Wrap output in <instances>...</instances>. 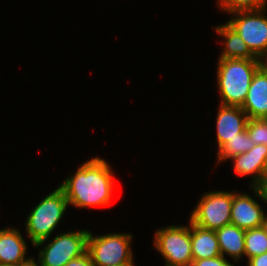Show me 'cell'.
<instances>
[{
	"mask_svg": "<svg viewBox=\"0 0 267 266\" xmlns=\"http://www.w3.org/2000/svg\"><path fill=\"white\" fill-rule=\"evenodd\" d=\"M113 173L104 159L95 157L80 166L59 187L69 205L91 207L109 205L113 190Z\"/></svg>",
	"mask_w": 267,
	"mask_h": 266,
	"instance_id": "1",
	"label": "cell"
},
{
	"mask_svg": "<svg viewBox=\"0 0 267 266\" xmlns=\"http://www.w3.org/2000/svg\"><path fill=\"white\" fill-rule=\"evenodd\" d=\"M217 83L221 105L242 107L260 59H219Z\"/></svg>",
	"mask_w": 267,
	"mask_h": 266,
	"instance_id": "2",
	"label": "cell"
},
{
	"mask_svg": "<svg viewBox=\"0 0 267 266\" xmlns=\"http://www.w3.org/2000/svg\"><path fill=\"white\" fill-rule=\"evenodd\" d=\"M68 205L64 191L58 187L33 208L27 217L25 228L34 246L40 247L47 241Z\"/></svg>",
	"mask_w": 267,
	"mask_h": 266,
	"instance_id": "3",
	"label": "cell"
},
{
	"mask_svg": "<svg viewBox=\"0 0 267 266\" xmlns=\"http://www.w3.org/2000/svg\"><path fill=\"white\" fill-rule=\"evenodd\" d=\"M131 239V234L111 233L93 236L89 231L87 252L94 266L133 264Z\"/></svg>",
	"mask_w": 267,
	"mask_h": 266,
	"instance_id": "4",
	"label": "cell"
},
{
	"mask_svg": "<svg viewBox=\"0 0 267 266\" xmlns=\"http://www.w3.org/2000/svg\"><path fill=\"white\" fill-rule=\"evenodd\" d=\"M155 248L165 258V266H191L190 226H168L157 230Z\"/></svg>",
	"mask_w": 267,
	"mask_h": 266,
	"instance_id": "5",
	"label": "cell"
},
{
	"mask_svg": "<svg viewBox=\"0 0 267 266\" xmlns=\"http://www.w3.org/2000/svg\"><path fill=\"white\" fill-rule=\"evenodd\" d=\"M233 192L213 191L203 195L190 215V221L202 228L217 230L230 224Z\"/></svg>",
	"mask_w": 267,
	"mask_h": 266,
	"instance_id": "6",
	"label": "cell"
},
{
	"mask_svg": "<svg viewBox=\"0 0 267 266\" xmlns=\"http://www.w3.org/2000/svg\"><path fill=\"white\" fill-rule=\"evenodd\" d=\"M265 9L230 12L235 16L227 22L259 59L267 52V17L263 12Z\"/></svg>",
	"mask_w": 267,
	"mask_h": 266,
	"instance_id": "7",
	"label": "cell"
},
{
	"mask_svg": "<svg viewBox=\"0 0 267 266\" xmlns=\"http://www.w3.org/2000/svg\"><path fill=\"white\" fill-rule=\"evenodd\" d=\"M89 231H69L57 235L39 252L41 266H64L87 252Z\"/></svg>",
	"mask_w": 267,
	"mask_h": 266,
	"instance_id": "8",
	"label": "cell"
},
{
	"mask_svg": "<svg viewBox=\"0 0 267 266\" xmlns=\"http://www.w3.org/2000/svg\"><path fill=\"white\" fill-rule=\"evenodd\" d=\"M265 217L260 205L248 194L233 193L231 224L248 230L263 226Z\"/></svg>",
	"mask_w": 267,
	"mask_h": 266,
	"instance_id": "9",
	"label": "cell"
},
{
	"mask_svg": "<svg viewBox=\"0 0 267 266\" xmlns=\"http://www.w3.org/2000/svg\"><path fill=\"white\" fill-rule=\"evenodd\" d=\"M216 119L218 149L228 140L246 130L249 120L246 112L238 106L221 105Z\"/></svg>",
	"mask_w": 267,
	"mask_h": 266,
	"instance_id": "10",
	"label": "cell"
},
{
	"mask_svg": "<svg viewBox=\"0 0 267 266\" xmlns=\"http://www.w3.org/2000/svg\"><path fill=\"white\" fill-rule=\"evenodd\" d=\"M241 108L249 119L267 118V72L261 67L253 76L246 100Z\"/></svg>",
	"mask_w": 267,
	"mask_h": 266,
	"instance_id": "11",
	"label": "cell"
},
{
	"mask_svg": "<svg viewBox=\"0 0 267 266\" xmlns=\"http://www.w3.org/2000/svg\"><path fill=\"white\" fill-rule=\"evenodd\" d=\"M234 170L240 176L253 174L252 186L260 188L265 162L267 161V146L264 144L254 145L248 152L232 158Z\"/></svg>",
	"mask_w": 267,
	"mask_h": 266,
	"instance_id": "12",
	"label": "cell"
},
{
	"mask_svg": "<svg viewBox=\"0 0 267 266\" xmlns=\"http://www.w3.org/2000/svg\"><path fill=\"white\" fill-rule=\"evenodd\" d=\"M26 243L15 228H5L0 230V265L19 266L27 261Z\"/></svg>",
	"mask_w": 267,
	"mask_h": 266,
	"instance_id": "13",
	"label": "cell"
},
{
	"mask_svg": "<svg viewBox=\"0 0 267 266\" xmlns=\"http://www.w3.org/2000/svg\"><path fill=\"white\" fill-rule=\"evenodd\" d=\"M189 224L193 260L210 259L221 255L215 230L202 228L191 221Z\"/></svg>",
	"mask_w": 267,
	"mask_h": 266,
	"instance_id": "14",
	"label": "cell"
},
{
	"mask_svg": "<svg viewBox=\"0 0 267 266\" xmlns=\"http://www.w3.org/2000/svg\"><path fill=\"white\" fill-rule=\"evenodd\" d=\"M245 232L246 230L231 223L215 230L221 255L224 256L226 253L228 256H232L236 262L238 259L240 260L245 252Z\"/></svg>",
	"mask_w": 267,
	"mask_h": 266,
	"instance_id": "15",
	"label": "cell"
},
{
	"mask_svg": "<svg viewBox=\"0 0 267 266\" xmlns=\"http://www.w3.org/2000/svg\"><path fill=\"white\" fill-rule=\"evenodd\" d=\"M218 34L222 35L224 41V50L219 59H259L246 45L240 35L228 23L215 27Z\"/></svg>",
	"mask_w": 267,
	"mask_h": 266,
	"instance_id": "16",
	"label": "cell"
},
{
	"mask_svg": "<svg viewBox=\"0 0 267 266\" xmlns=\"http://www.w3.org/2000/svg\"><path fill=\"white\" fill-rule=\"evenodd\" d=\"M254 146L253 141L248 135L247 130L236 134L231 140H228L218 150V162L232 158L233 156L246 153Z\"/></svg>",
	"mask_w": 267,
	"mask_h": 266,
	"instance_id": "17",
	"label": "cell"
},
{
	"mask_svg": "<svg viewBox=\"0 0 267 266\" xmlns=\"http://www.w3.org/2000/svg\"><path fill=\"white\" fill-rule=\"evenodd\" d=\"M244 255L248 260L252 257L267 252V229L263 225L261 227L248 229L245 232Z\"/></svg>",
	"mask_w": 267,
	"mask_h": 266,
	"instance_id": "18",
	"label": "cell"
},
{
	"mask_svg": "<svg viewBox=\"0 0 267 266\" xmlns=\"http://www.w3.org/2000/svg\"><path fill=\"white\" fill-rule=\"evenodd\" d=\"M219 7L227 12L237 10H259L266 8L267 0H219Z\"/></svg>",
	"mask_w": 267,
	"mask_h": 266,
	"instance_id": "19",
	"label": "cell"
},
{
	"mask_svg": "<svg viewBox=\"0 0 267 266\" xmlns=\"http://www.w3.org/2000/svg\"><path fill=\"white\" fill-rule=\"evenodd\" d=\"M246 130L254 145L267 146V118L249 119Z\"/></svg>",
	"mask_w": 267,
	"mask_h": 266,
	"instance_id": "20",
	"label": "cell"
},
{
	"mask_svg": "<svg viewBox=\"0 0 267 266\" xmlns=\"http://www.w3.org/2000/svg\"><path fill=\"white\" fill-rule=\"evenodd\" d=\"M191 266H234L222 255L210 259L193 260Z\"/></svg>",
	"mask_w": 267,
	"mask_h": 266,
	"instance_id": "21",
	"label": "cell"
},
{
	"mask_svg": "<svg viewBox=\"0 0 267 266\" xmlns=\"http://www.w3.org/2000/svg\"><path fill=\"white\" fill-rule=\"evenodd\" d=\"M64 266H94V264L92 263L90 254L86 252L78 258L70 260Z\"/></svg>",
	"mask_w": 267,
	"mask_h": 266,
	"instance_id": "22",
	"label": "cell"
},
{
	"mask_svg": "<svg viewBox=\"0 0 267 266\" xmlns=\"http://www.w3.org/2000/svg\"><path fill=\"white\" fill-rule=\"evenodd\" d=\"M248 266H267V252L250 258Z\"/></svg>",
	"mask_w": 267,
	"mask_h": 266,
	"instance_id": "23",
	"label": "cell"
},
{
	"mask_svg": "<svg viewBox=\"0 0 267 266\" xmlns=\"http://www.w3.org/2000/svg\"><path fill=\"white\" fill-rule=\"evenodd\" d=\"M252 189L255 192V195L259 197L261 200L265 201L267 203V187H265L263 190L259 187L252 186Z\"/></svg>",
	"mask_w": 267,
	"mask_h": 266,
	"instance_id": "24",
	"label": "cell"
},
{
	"mask_svg": "<svg viewBox=\"0 0 267 266\" xmlns=\"http://www.w3.org/2000/svg\"><path fill=\"white\" fill-rule=\"evenodd\" d=\"M265 187H267V161L265 162L262 180L260 182V188L263 190Z\"/></svg>",
	"mask_w": 267,
	"mask_h": 266,
	"instance_id": "25",
	"label": "cell"
},
{
	"mask_svg": "<svg viewBox=\"0 0 267 266\" xmlns=\"http://www.w3.org/2000/svg\"><path fill=\"white\" fill-rule=\"evenodd\" d=\"M19 266H39V265L33 258H28L27 261L21 263Z\"/></svg>",
	"mask_w": 267,
	"mask_h": 266,
	"instance_id": "26",
	"label": "cell"
},
{
	"mask_svg": "<svg viewBox=\"0 0 267 266\" xmlns=\"http://www.w3.org/2000/svg\"><path fill=\"white\" fill-rule=\"evenodd\" d=\"M263 57H266L264 60H266V61H264L263 60ZM263 61H262V60ZM260 67L265 71V72H267V52L260 58Z\"/></svg>",
	"mask_w": 267,
	"mask_h": 266,
	"instance_id": "27",
	"label": "cell"
},
{
	"mask_svg": "<svg viewBox=\"0 0 267 266\" xmlns=\"http://www.w3.org/2000/svg\"><path fill=\"white\" fill-rule=\"evenodd\" d=\"M113 266H134V264H123V265H113Z\"/></svg>",
	"mask_w": 267,
	"mask_h": 266,
	"instance_id": "28",
	"label": "cell"
},
{
	"mask_svg": "<svg viewBox=\"0 0 267 266\" xmlns=\"http://www.w3.org/2000/svg\"><path fill=\"white\" fill-rule=\"evenodd\" d=\"M264 226H265V227H266V229H267V216L265 217Z\"/></svg>",
	"mask_w": 267,
	"mask_h": 266,
	"instance_id": "29",
	"label": "cell"
}]
</instances>
